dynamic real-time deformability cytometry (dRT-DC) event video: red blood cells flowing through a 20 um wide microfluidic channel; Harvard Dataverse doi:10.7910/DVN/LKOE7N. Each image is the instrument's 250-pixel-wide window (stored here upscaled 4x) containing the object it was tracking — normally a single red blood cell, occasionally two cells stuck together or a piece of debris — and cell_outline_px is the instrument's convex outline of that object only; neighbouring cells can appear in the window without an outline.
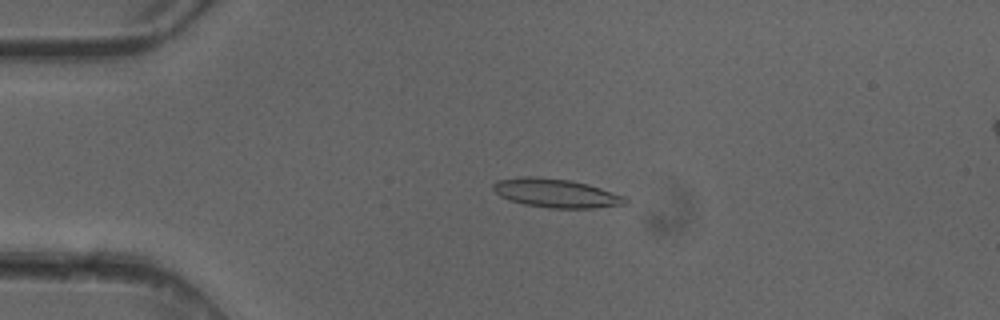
{"species": "common noctule bat (a hibernating species)", "species_latin": "Nyctalus noctula", "temperature_condition": "cold", "stored_images_in_passage": 5, "camera_frame_rate_fps": 3000, "um_per_image_px": 0.085, "animal": {"sex": "female"}, "frame": {"image": 1, "passage_image": 3, "time_ms": 0.667, "image_size_px": [1000, 320], "cell_outline_px": [[628, 204], [592, 208], [548, 208], [524, 204], [500, 196], [492, 188], [492, 184], [496, 180], [520, 176], [536, 176], [572, 180], [588, 184], [624, 196], [628, 200]], "centroid_in_image_um": [47.24, 16.4], "position_along_channel_um": 37.8, "area_um2": 22.25}}
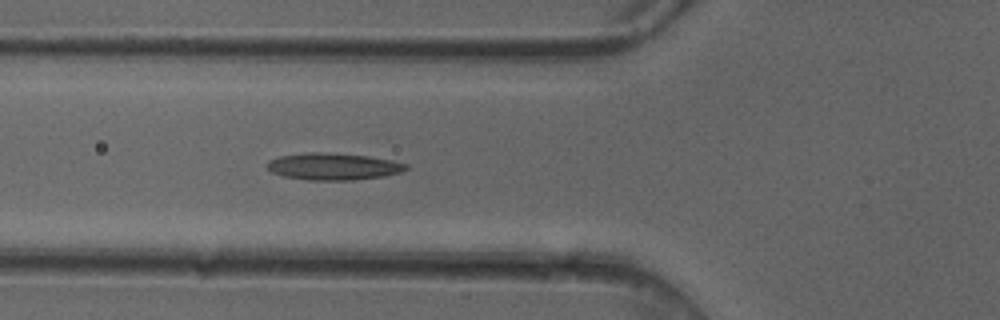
{"frame": {"image": 2, "passage_image": 5, "time_ms": 1.333, "image_size_px": [1000, 320], "cell_outline_px": [[408, 168], [400, 172], [384, 176], [352, 180], [308, 180], [284, 176], [272, 172], [268, 168], [268, 160], [280, 156], [308, 152], [324, 152], [368, 156], [392, 160], [408, 164]], "centroid_in_image_um": [28.34, 14.15], "position_along_channel_um": 97.5, "area_um2": 21.68}}